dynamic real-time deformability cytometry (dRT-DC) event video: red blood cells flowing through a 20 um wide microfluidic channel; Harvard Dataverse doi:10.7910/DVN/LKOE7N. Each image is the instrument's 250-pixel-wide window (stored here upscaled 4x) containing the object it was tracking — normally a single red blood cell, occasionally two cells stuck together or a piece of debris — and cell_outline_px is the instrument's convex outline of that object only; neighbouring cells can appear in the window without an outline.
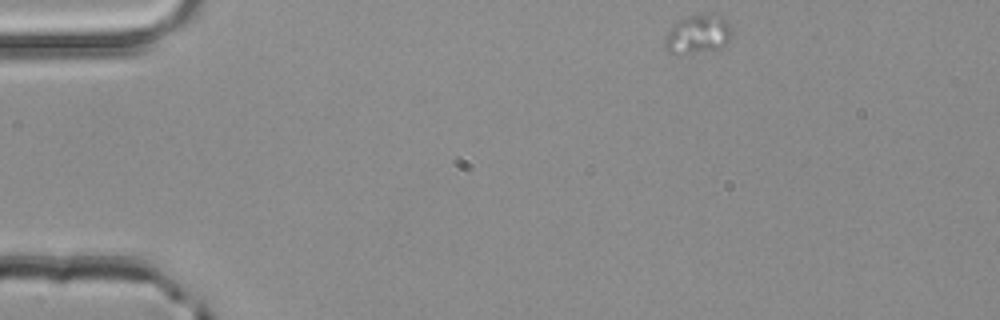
{"species": "common noctule bat (a hibernating species)", "species_latin": "Nyctalus noctula", "temperature_condition": "room temperature", "stored_images_in_passage": 11, "camera_frame_rate_fps": 3000, "um_per_image_px": 0.085, "animal": {"sex": "male", "body_mass_g": 20.4}, "frame": {"image": 1, "passage_image": 1, "time_ms": 0.0, "image_size_px": [1000, 320], "cell_outline_px": [[732, 32], [728, 40], [720, 48], [692, 52], [668, 52], [664, 48], [664, 40], [668, 32], [676, 20], [708, 12], [712, 12], [728, 20], [732, 28]], "centroid_in_image_um": [59.34, 2.85], "position_along_channel_um": 25.7, "area_um2": 15.03}}